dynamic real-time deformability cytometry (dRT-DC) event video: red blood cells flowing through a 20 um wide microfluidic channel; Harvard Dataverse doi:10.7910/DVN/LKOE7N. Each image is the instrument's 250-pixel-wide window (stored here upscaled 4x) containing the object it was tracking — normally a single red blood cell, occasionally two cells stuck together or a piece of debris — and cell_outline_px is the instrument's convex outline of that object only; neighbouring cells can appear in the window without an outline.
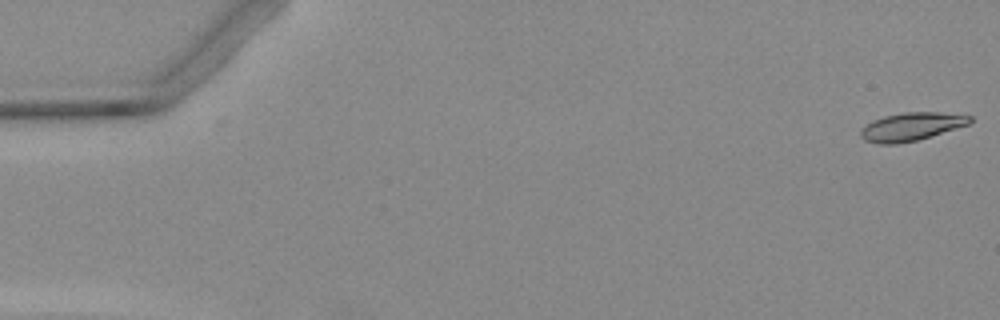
{"species": "Egyptian fruit bat (a non-hibernating species)", "species_latin": "Rousettus aegyptiacus", "temperature_condition": "warm", "stored_images_in_passage": 6, "camera_frame_rate_fps": 3000, "um_per_image_px": 0.085, "animal": {"sex": "female"}, "frame": {"image": 1, "passage_image": 1, "time_ms": 0.0, "image_size_px": [1000, 320], "cell_outline_px": [[972, 120], [968, 124], [916, 140], [896, 144], [880, 144], [864, 140], [860, 136], [860, 128], [872, 120], [884, 116], [904, 112], [940, 112], [972, 116]], "centroid_in_image_um": [77.4, 10.75], "position_along_channel_um": 7.6, "area_um2": 17.74}}
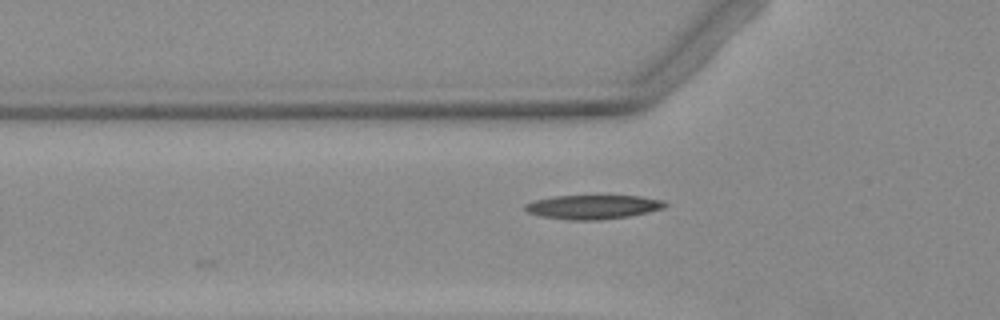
{"frame": {"image": 2, "passage_image": 5, "time_ms": 5.667, "image_size_px": [1000, 320], "cell_outline_px": [[668, 204], [664, 208], [648, 212], [628, 216], [600, 220], [568, 220], [540, 216], [528, 212], [524, 208], [524, 204], [536, 200], [552, 196], [640, 196], [664, 200]], "centroid_in_image_um": [50.41, 17.59], "position_along_channel_um": 75.4, "area_um2": 19.65}}
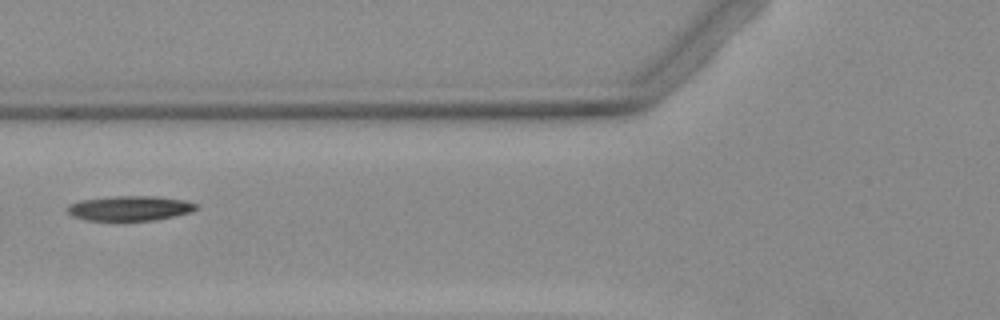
{"frame": {"image": 3, "passage_image": 6, "time_ms": 6.667, "image_size_px": [1000, 320], "cell_outline_px": [[200, 208], [192, 212], [152, 220], [88, 220], [72, 216], [68, 212], [68, 204], [80, 200], [116, 196], [160, 196], [184, 200], [196, 204]], "centroid_in_image_um": [11.06, 17.69], "position_along_channel_um": 114.7, "area_um2": 18.55}}